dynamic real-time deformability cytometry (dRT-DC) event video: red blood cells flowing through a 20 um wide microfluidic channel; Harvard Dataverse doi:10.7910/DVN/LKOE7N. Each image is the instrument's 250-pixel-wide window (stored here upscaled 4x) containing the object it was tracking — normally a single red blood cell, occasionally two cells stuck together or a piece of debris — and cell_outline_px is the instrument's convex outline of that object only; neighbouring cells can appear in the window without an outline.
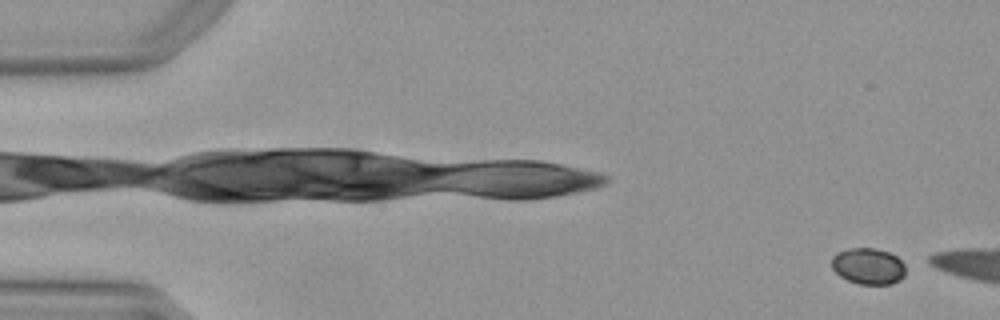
{"species": "Egyptian fruit bat (a non-hibernating species)", "species_latin": "Rousettus aegyptiacus", "temperature_condition": "warm", "stored_images_in_passage": 5, "camera_frame_rate_fps": 3000, "um_per_image_px": 0.085, "animal": {"sex": "female"}, "frame": {"image": 1, "passage_image": 1, "time_ms": 0.0, "image_size_px": [1000, 320], "cell_outline_px": [[904, 276], [900, 280], [892, 284], [860, 284], [848, 280], [840, 276], [832, 268], [832, 256], [836, 252], [848, 248], [872, 248], [888, 252], [896, 256], [904, 264]], "centroid_in_image_um": [73.78, 22.62], "position_along_channel_um": 11.2, "area_um2": 15.61}}